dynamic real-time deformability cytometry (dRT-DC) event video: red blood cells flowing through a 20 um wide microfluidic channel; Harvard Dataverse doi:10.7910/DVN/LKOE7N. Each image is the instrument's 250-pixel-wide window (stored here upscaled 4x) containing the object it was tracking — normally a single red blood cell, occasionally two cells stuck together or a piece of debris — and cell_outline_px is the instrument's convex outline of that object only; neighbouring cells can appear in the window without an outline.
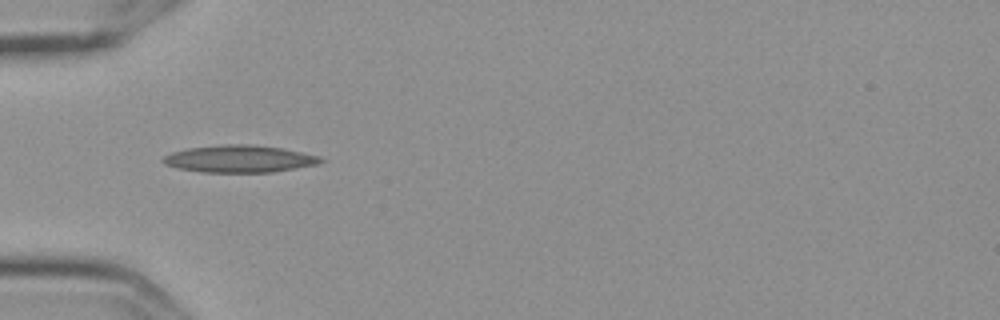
{"species": "Egyptian fruit bat (a non-hibernating species)", "species_latin": "Rousettus aegyptiacus", "temperature_condition": "cold", "stored_images_in_passage": 12, "camera_frame_rate_fps": 3000, "um_per_image_px": 0.085, "frame": {"image": 1, "passage_image": 2, "time_ms": 0.333, "image_size_px": [1000, 320], "cell_outline_px": [[324, 160], [316, 164], [272, 172], [204, 172], [180, 168], [164, 164], [160, 160], [164, 156], [172, 152], [188, 148], [224, 144], [248, 144], [280, 148], [320, 156]], "centroid_in_image_um": [20.31, 13.5], "position_along_channel_um": 64.7, "area_um2": 24.62}}
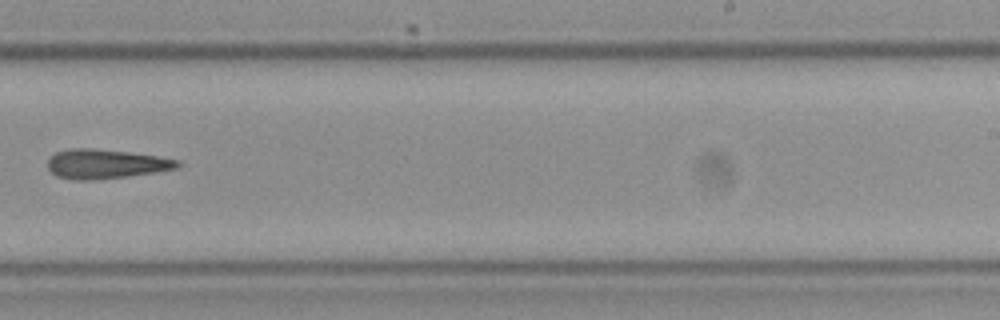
{"frame": {"image": 2, "passage_image": 7, "time_ms": 2.0, "image_size_px": [1000, 320], "cell_outline_px": [[180, 168], [156, 172], [128, 176], [92, 180], [76, 180], [56, 176], [48, 168], [48, 160], [56, 152], [72, 148], [92, 148], [128, 152], [156, 156], [180, 160]], "centroid_in_image_um": [9.0, 13.94], "position_along_channel_um": 280.0, "area_um2": 22.14}}
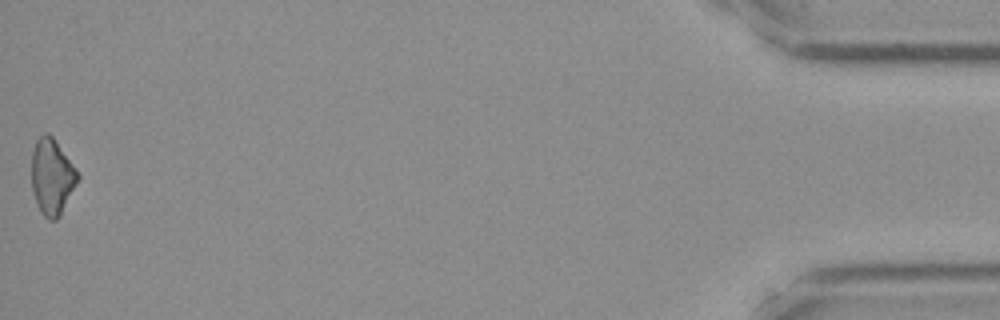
{"frame": {"image": 3, "passage_image": 12, "time_ms": 3.667, "image_size_px": [1000, 320], "cell_outline_px": [[80, 176], [60, 216], [56, 220], [48, 220], [40, 212], [32, 188], [32, 152], [36, 140], [44, 132], [48, 132], [52, 136], [76, 168]], "centroid_in_image_um": [4.42, 15.02], "position_along_channel_um": 430.8, "area_um2": 20.29}}